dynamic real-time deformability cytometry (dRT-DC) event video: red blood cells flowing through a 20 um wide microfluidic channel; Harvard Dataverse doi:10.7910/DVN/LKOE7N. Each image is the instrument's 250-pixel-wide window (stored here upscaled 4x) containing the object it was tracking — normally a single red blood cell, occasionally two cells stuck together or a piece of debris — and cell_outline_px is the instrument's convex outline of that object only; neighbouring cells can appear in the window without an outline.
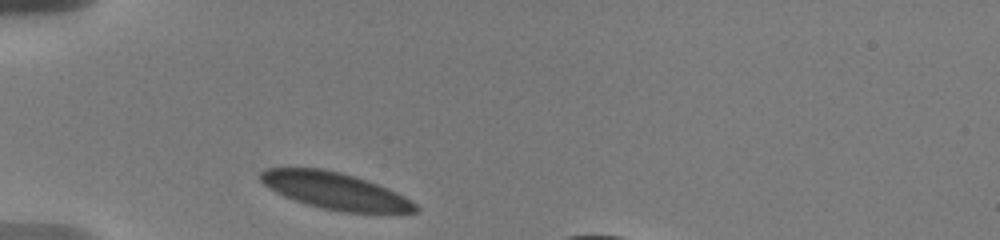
{"species": "human", "species_latin": "Homo sapiens", "temperature_condition": "warm", "stored_images_in_passage": 10, "camera_frame_rate_fps": 3000, "um_per_image_px": 0.085, "donor": {"sex": "male"}, "frame": {"image": 1, "passage_image": 1, "time_ms": 0.0, "image_size_px": [1000, 240], "cell_outline_px": [[420, 212], [340, 212], [320, 208], [284, 196], [268, 188], [260, 180], [260, 172], [264, 168], [324, 168], [356, 176], [368, 180], [388, 188], [412, 200], [420, 208]], "centroid_in_image_um": [28.5, 16.21], "position_along_channel_um": 56.5, "area_um2": 33.29}}
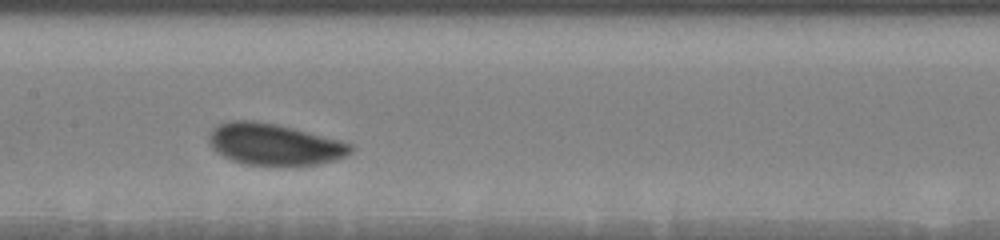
{"frame": {"image": 2, "passage_image": 7, "time_ms": 4.0, "image_size_px": [1000, 240], "cell_outline_px": [[352, 152], [336, 160], [316, 164], [244, 164], [232, 160], [216, 152], [212, 148], [208, 140], [208, 136], [212, 128], [216, 124], [228, 120], [252, 120], [276, 124], [340, 140], [352, 144]], "centroid_in_image_um": [23.26, 12.24], "position_along_channel_um": 184.1, "area_um2": 33.99}}
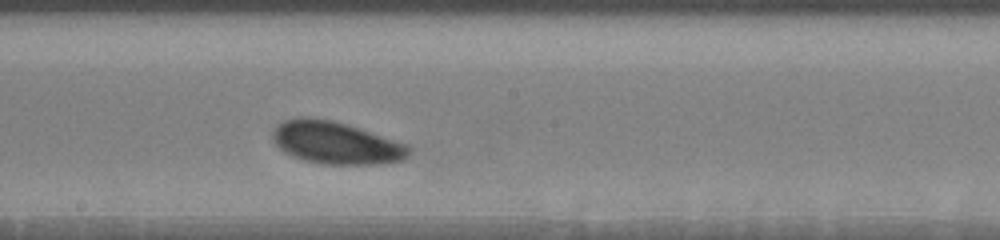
{"frame": {"image": 3, "passage_image": 10, "time_ms": 5.0, "image_size_px": [1000, 240], "cell_outline_px": [[412, 152], [404, 160], [384, 164], [324, 164], [304, 160], [292, 156], [284, 152], [272, 140], [272, 132], [284, 120], [300, 116], [308, 116], [332, 120], [408, 144], [412, 148]], "centroid_in_image_um": [28.58, 12.15], "position_along_channel_um": 219.6, "area_um2": 33.76}}